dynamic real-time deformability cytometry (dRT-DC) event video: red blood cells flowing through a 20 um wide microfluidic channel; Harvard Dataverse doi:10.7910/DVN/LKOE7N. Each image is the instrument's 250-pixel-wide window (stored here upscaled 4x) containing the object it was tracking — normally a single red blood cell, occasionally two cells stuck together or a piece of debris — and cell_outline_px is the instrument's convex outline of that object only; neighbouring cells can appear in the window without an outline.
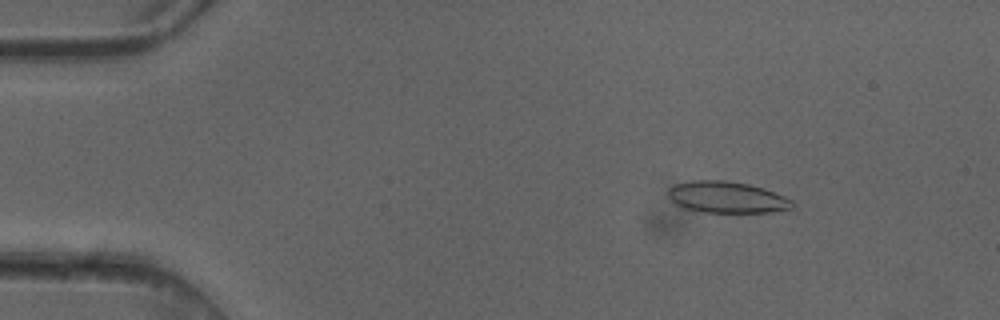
{"species": "common noctule bat (a hibernating species)", "species_latin": "Nyctalus noctula", "temperature_condition": "cold", "stored_images_in_passage": 3, "camera_frame_rate_fps": 3000, "um_per_image_px": 0.085, "animal": {"sex": "female"}, "frame": {"image": 1, "passage_image": 2, "time_ms": 0.333, "image_size_px": [1000, 320], "cell_outline_px": [[796, 204], [792, 208], [768, 212], [704, 212], [684, 208], [676, 204], [668, 196], [668, 188], [676, 184], [692, 180], [724, 180], [748, 184], [764, 188], [784, 196], [792, 200]], "centroid_in_image_um": [61.78, 16.76], "position_along_channel_um": 23.2, "area_um2": 22.72}}